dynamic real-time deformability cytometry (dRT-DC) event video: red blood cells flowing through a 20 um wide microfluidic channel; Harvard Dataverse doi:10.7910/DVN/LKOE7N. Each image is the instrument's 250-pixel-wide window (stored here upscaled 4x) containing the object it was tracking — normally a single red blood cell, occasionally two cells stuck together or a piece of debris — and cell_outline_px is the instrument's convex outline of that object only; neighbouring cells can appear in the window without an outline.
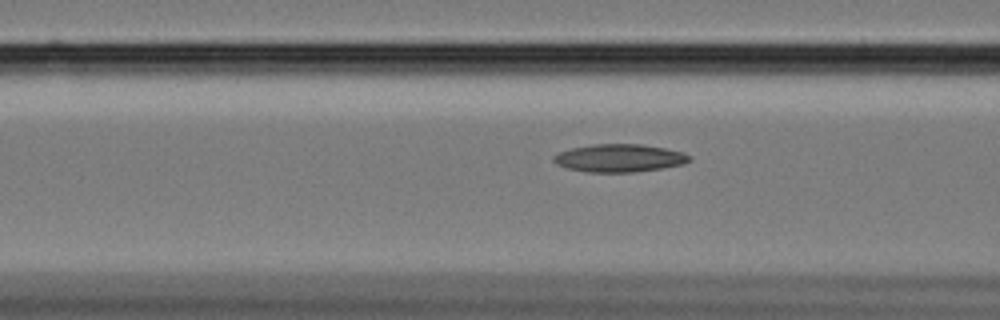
{"species": "Egyptian fruit bat (a non-hibernating species)", "species_latin": "Rousettus aegyptiacus", "temperature_condition": "cold", "stored_images_in_passage": 59, "camera_frame_rate_fps": 3000, "um_per_image_px": 0.085, "animal": {"sex": "female"}, "frame": {"image": 1, "passage_image": 23, "time_ms": 7.333, "image_size_px": [1000, 320], "cell_outline_px": [[692, 160], [684, 164], [660, 168], [632, 172], [588, 172], [568, 168], [556, 164], [552, 160], [552, 156], [556, 152], [572, 148], [592, 144], [644, 144], [684, 152], [692, 156]], "centroid_in_image_um": [52.64, 13.42], "position_along_channel_um": 114.0, "area_um2": 22.2}}
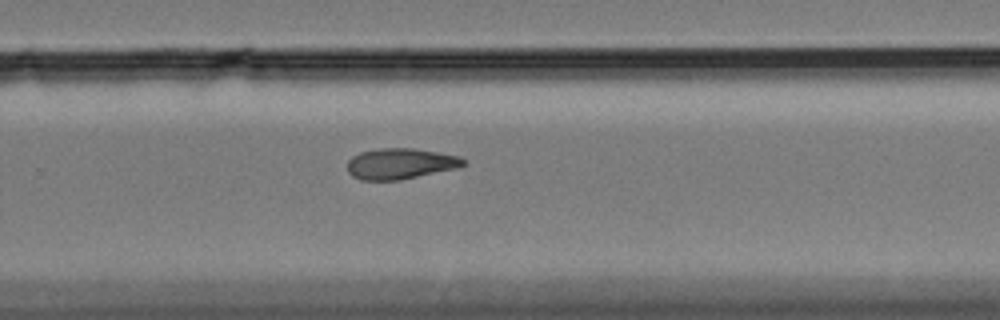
{"frame": {"image": 2, "passage_image": 39, "time_ms": 12.667, "image_size_px": [1000, 320], "cell_outline_px": [[464, 164], [460, 168], [400, 180], [360, 180], [352, 176], [348, 172], [348, 160], [352, 156], [360, 152], [380, 148], [412, 148], [460, 156], [464, 160]], "centroid_in_image_um": [34.03, 13.92], "position_along_channel_um": 295.8, "area_um2": 20.92}}
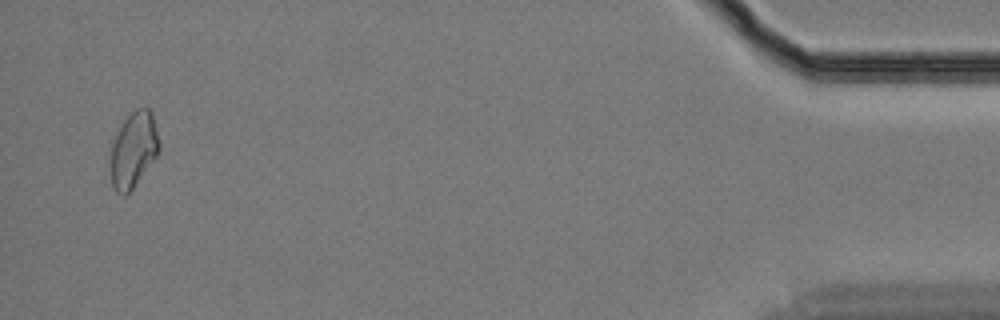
{"frame": {"image": 3, "passage_image": 57, "time_ms": 18.667, "image_size_px": [1000, 320], "cell_outline_px": [[160, 148], [156, 156], [132, 188], [124, 196], [116, 192], [112, 188], [112, 144], [124, 120], [136, 108], [148, 108], [152, 112], [160, 144]], "centroid_in_image_um": [11.37, 12.71], "position_along_channel_um": 423.8, "area_um2": 20.75}}